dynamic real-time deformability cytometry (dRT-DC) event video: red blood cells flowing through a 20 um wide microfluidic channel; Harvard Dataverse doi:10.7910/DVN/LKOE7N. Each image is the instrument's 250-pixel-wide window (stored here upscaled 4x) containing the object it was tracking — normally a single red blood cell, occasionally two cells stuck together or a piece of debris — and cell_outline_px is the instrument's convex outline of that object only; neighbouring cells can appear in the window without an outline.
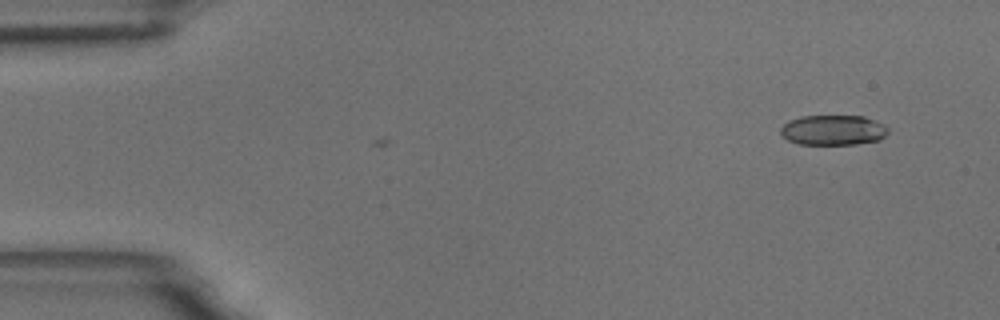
{"species": "common noctule bat (a hibernating species)", "species_latin": "Nyctalus noctula", "temperature_condition": "room temperature", "stored_images_in_passage": 4, "camera_frame_rate_fps": 3000, "um_per_image_px": 0.085, "animal": {"sex": "male", "body_mass_g": 18.8}, "frame": {"image": 1, "passage_image": 4, "time_ms": 1.0, "image_size_px": [1000, 320], "cell_outline_px": [[888, 132], [880, 140], [856, 144], [800, 144], [788, 140], [780, 132], [780, 128], [788, 120], [800, 116], [864, 116], [876, 120], [884, 124], [888, 128]], "centroid_in_image_um": [70.83, 11.05], "position_along_channel_um": 14.2, "area_um2": 18.96}}